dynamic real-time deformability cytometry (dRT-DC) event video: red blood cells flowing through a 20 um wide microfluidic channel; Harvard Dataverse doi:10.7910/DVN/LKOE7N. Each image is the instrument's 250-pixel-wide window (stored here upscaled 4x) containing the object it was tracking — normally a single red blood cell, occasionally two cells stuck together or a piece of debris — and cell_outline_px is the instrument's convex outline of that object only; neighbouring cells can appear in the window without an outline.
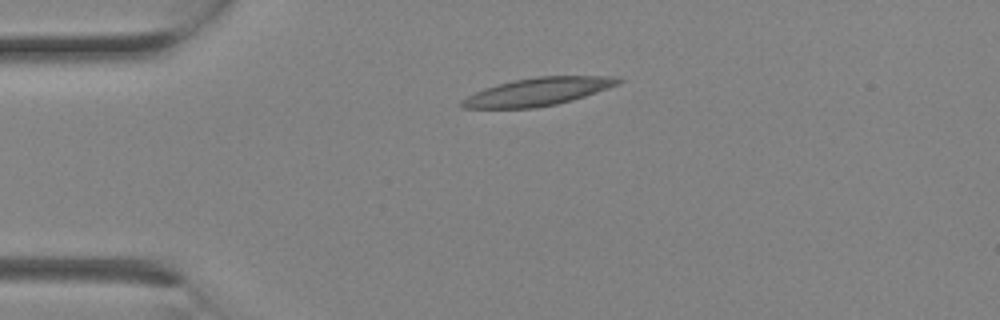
{"species": "Egyptian fruit bat (a non-hibernating species)", "species_latin": "Rousettus aegyptiacus", "temperature_condition": "room temperature", "stored_images_in_passage": 1, "camera_frame_rate_fps": 3000, "um_per_image_px": 0.085, "animal": {"sex": "female"}, "frame": {"image": 1, "passage_image": 1, "time_ms": 0.0, "image_size_px": [1000, 320], "cell_outline_px": [[624, 80], [620, 84], [572, 100], [556, 104], [536, 108], [460, 108], [460, 100], [484, 88], [496, 84], [512, 80], [536, 76], [616, 76]], "centroid_in_image_um": [45.71, 7.79], "position_along_channel_um": 39.3, "area_um2": 25.49}}